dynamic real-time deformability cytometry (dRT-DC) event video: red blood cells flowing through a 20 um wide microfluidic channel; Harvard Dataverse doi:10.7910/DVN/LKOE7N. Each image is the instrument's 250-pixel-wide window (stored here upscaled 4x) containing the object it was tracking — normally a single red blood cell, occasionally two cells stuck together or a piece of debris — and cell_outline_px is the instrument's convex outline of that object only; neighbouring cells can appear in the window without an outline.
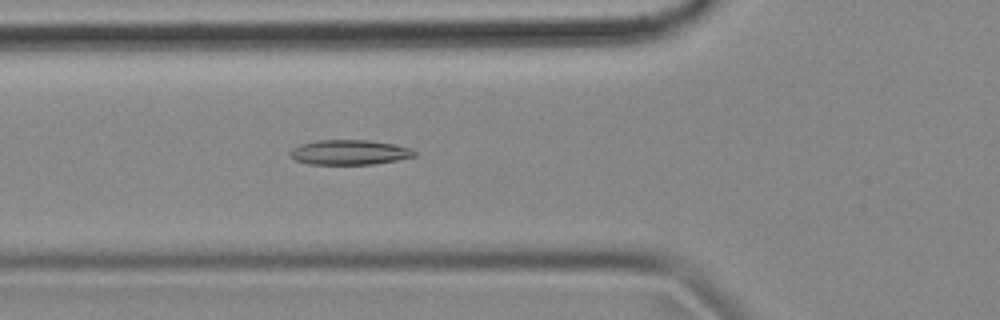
{"species": "common noctule bat (a hibernating species)", "species_latin": "Nyctalus noctula", "temperature_condition": "cold", "stored_images_in_passage": 39, "camera_frame_rate_fps": 3000, "um_per_image_px": 0.085, "animal": {"sex": "female", "body_mass_g": 18.4}, "frame": {"image": 1, "passage_image": 3, "time_ms": 0.667, "image_size_px": [1000, 320], "cell_outline_px": [[416, 156], [396, 160], [372, 164], [308, 164], [296, 160], [288, 156], [288, 152], [292, 148], [300, 144], [316, 140], [368, 140], [392, 144], [412, 148], [416, 152]], "centroid_in_image_um": [29.66, 12.94], "position_along_channel_um": 96.1, "area_um2": 18.09}}
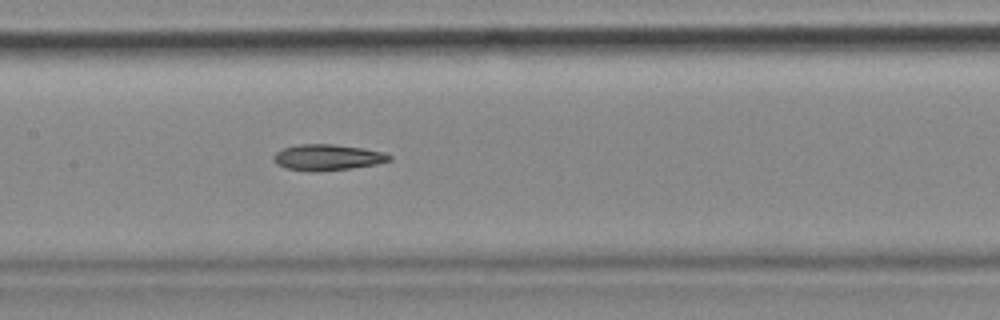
{"frame": {"image": 2, "passage_image": 10, "time_ms": 3.0, "image_size_px": [1000, 320], "cell_outline_px": [[392, 160], [376, 164], [352, 168], [288, 168], [276, 164], [276, 152], [284, 148], [300, 144], [332, 144], [364, 148], [380, 152], [392, 156]], "centroid_in_image_um": [27.92, 13.32], "position_along_channel_um": 179.5, "area_um2": 16.3}}
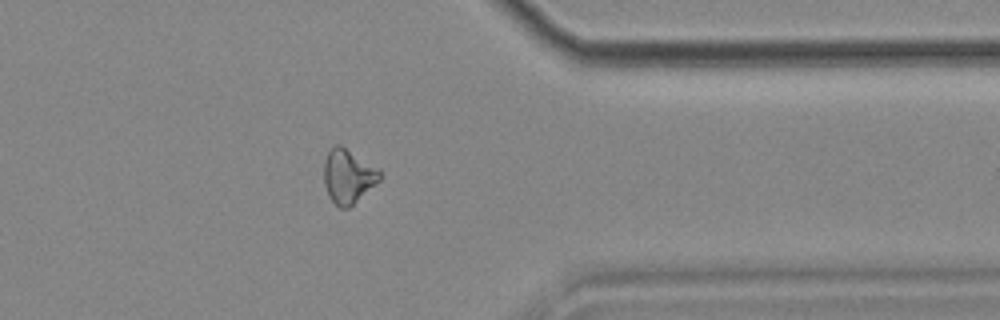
{"frame": {"image": 3, "passage_image": 28, "time_ms": 9.0, "image_size_px": [1000, 320], "cell_outline_px": [[380, 180], [348, 208], [340, 208], [328, 196], [324, 184], [324, 164], [328, 152], [336, 144], [340, 144], [380, 172]], "centroid_in_image_um": [29.54, 15.0], "position_along_channel_um": 381.9, "area_um2": 16.94}}